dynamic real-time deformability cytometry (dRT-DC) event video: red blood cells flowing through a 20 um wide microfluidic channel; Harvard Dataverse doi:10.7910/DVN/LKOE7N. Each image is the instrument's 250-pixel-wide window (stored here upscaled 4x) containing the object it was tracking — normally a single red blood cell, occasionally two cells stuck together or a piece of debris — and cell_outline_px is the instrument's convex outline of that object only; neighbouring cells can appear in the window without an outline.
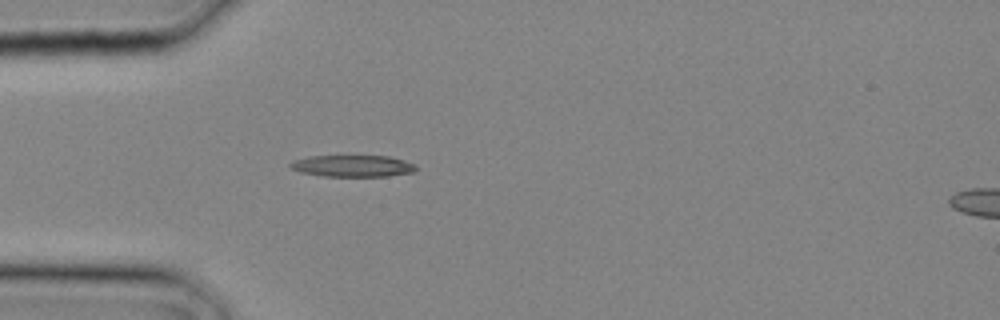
{"species": "common noctule bat (a hibernating species)", "species_latin": "Nyctalus noctula", "temperature_condition": "cold", "stored_images_in_passage": 3, "segment_of_instrument_passage": [1, 2], "camera_frame_rate_fps": 3000, "um_per_image_px": 0.085, "animal": {"sex": "male", "body_mass_g": 20.4}, "frame": {"image": 1, "passage_image": 2, "time_ms": 0.333, "image_size_px": [1000, 320], "cell_outline_px": [[416, 168], [412, 172], [388, 176], [324, 176], [300, 172], [288, 168], [288, 164], [292, 160], [308, 156], [388, 156], [404, 160], [416, 164]], "centroid_in_image_um": [29.92, 14.1], "position_along_channel_um": 55.1, "area_um2": 15.95}}